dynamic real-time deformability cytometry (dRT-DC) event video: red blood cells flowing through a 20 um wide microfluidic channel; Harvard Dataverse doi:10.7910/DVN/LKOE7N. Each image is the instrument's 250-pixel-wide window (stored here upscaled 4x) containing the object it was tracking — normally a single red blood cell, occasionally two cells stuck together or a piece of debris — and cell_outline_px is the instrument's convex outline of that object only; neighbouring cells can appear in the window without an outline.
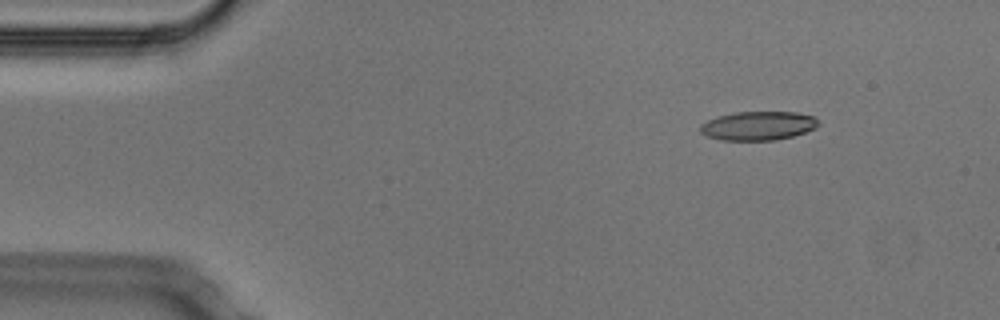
{"species": "Egyptian fruit bat (a non-hibernating species)", "species_latin": "Rousettus aegyptiacus", "temperature_condition": "cold", "stored_images_in_passage": 47, "camera_frame_rate_fps": 3000, "um_per_image_px": 0.085, "animal": {"sex": "male"}, "frame": {"image": 1, "passage_image": 1, "time_ms": 0.0, "image_size_px": [1000, 320], "cell_outline_px": [[820, 124], [816, 128], [792, 136], [772, 140], [720, 140], [708, 136], [700, 132], [700, 124], [716, 116], [736, 112], [796, 112], [812, 116], [820, 120]], "centroid_in_image_um": [64.44, 10.68], "position_along_channel_um": 20.6, "area_um2": 19.88}}
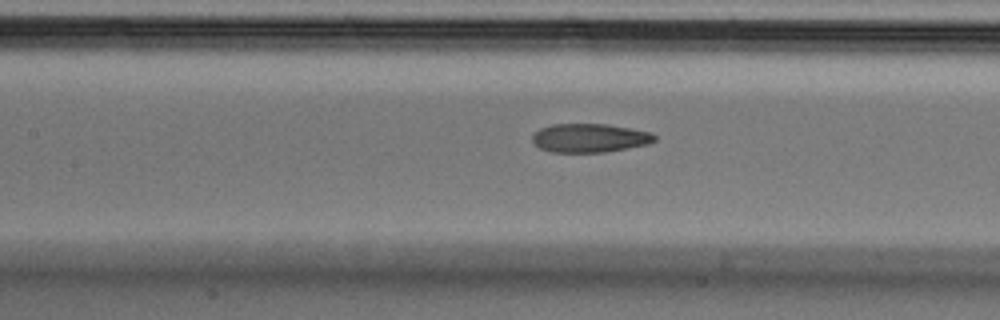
{"frame": {"image": 2, "passage_image": 18, "time_ms": 5.667, "image_size_px": [1000, 320], "cell_outline_px": [[656, 140], [648, 144], [628, 148], [604, 152], [552, 152], [540, 148], [532, 140], [532, 136], [540, 128], [552, 124], [608, 124], [632, 128], [652, 132], [656, 136]], "centroid_in_image_um": [50.16, 11.72], "position_along_channel_um": 157.2, "area_um2": 20.52}}
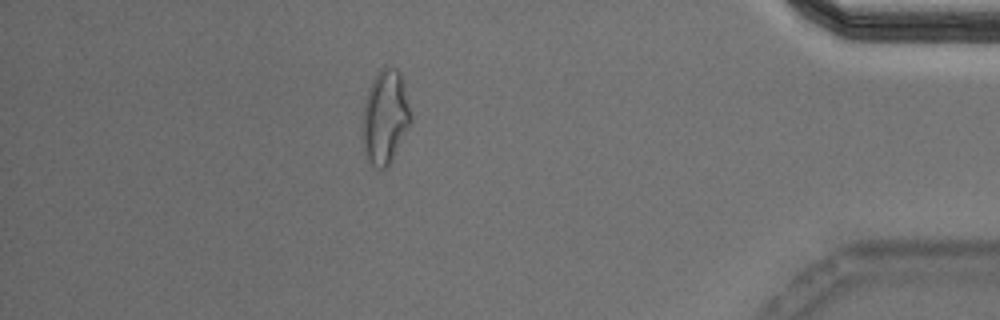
{"frame": {"image": 3, "passage_image": 41, "time_ms": 13.333, "image_size_px": [1000, 320], "cell_outline_px": [[412, 124], [388, 168], [376, 168], [364, 156], [360, 136], [360, 124], [364, 104], [368, 88], [376, 72], [384, 64], [396, 68], [400, 72], [412, 116]], "centroid_in_image_um": [32.71, 9.97], "position_along_channel_um": 402.5, "area_um2": 27.63}, "authors_computed_cell_mechanics": {"area_um2": 21.3282, "velocity_mm_per_s": 3.7645, "shape_relaxation_time_tau1_ms": 6.7366, "shape_relaxation_time_tau2_ms": 2.4457, "deformation_change_tau1": 0.1777, "deformation_change_tau2": 0.0935}}